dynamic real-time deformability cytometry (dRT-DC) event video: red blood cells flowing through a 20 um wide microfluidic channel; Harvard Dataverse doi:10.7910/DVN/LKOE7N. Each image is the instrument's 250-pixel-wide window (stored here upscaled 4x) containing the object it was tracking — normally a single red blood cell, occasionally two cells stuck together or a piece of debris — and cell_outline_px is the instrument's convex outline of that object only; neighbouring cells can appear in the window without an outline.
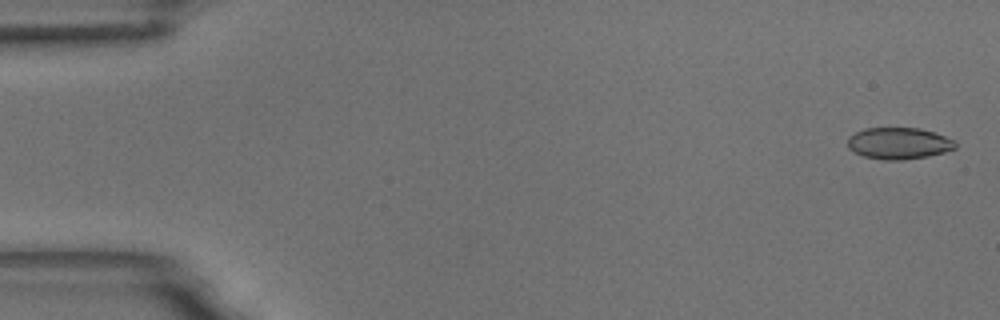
{"species": "common noctule bat (a hibernating species)", "species_latin": "Nyctalus noctula", "temperature_condition": "room temperature", "stored_images_in_passage": 52, "camera_frame_rate_fps": 3000, "um_per_image_px": 0.085, "animal": {"sex": "male", "body_mass_g": 18.8}, "frame": {"image": 1, "passage_image": 2, "time_ms": 0.333, "image_size_px": [1000, 320], "cell_outline_px": [[956, 148], [944, 152], [928, 156], [904, 160], [884, 160], [864, 156], [848, 148], [848, 136], [864, 128], [920, 128], [956, 140]], "centroid_in_image_um": [76.4, 12.18], "position_along_channel_um": 8.6, "area_um2": 19.83}}
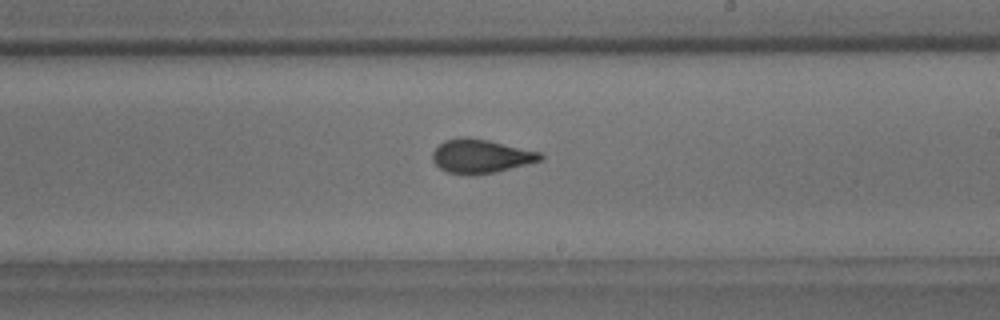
{"frame": {"image": 2, "passage_image": 33, "time_ms": 10.667, "image_size_px": [1000, 320], "cell_outline_px": [[544, 156], [540, 160], [496, 172], [472, 176], [448, 172], [440, 168], [432, 160], [432, 152], [444, 140], [456, 136], [468, 136], [488, 140], [540, 152]], "centroid_in_image_um": [40.82, 13.26], "position_along_channel_um": 248.2, "area_um2": 21.33}}
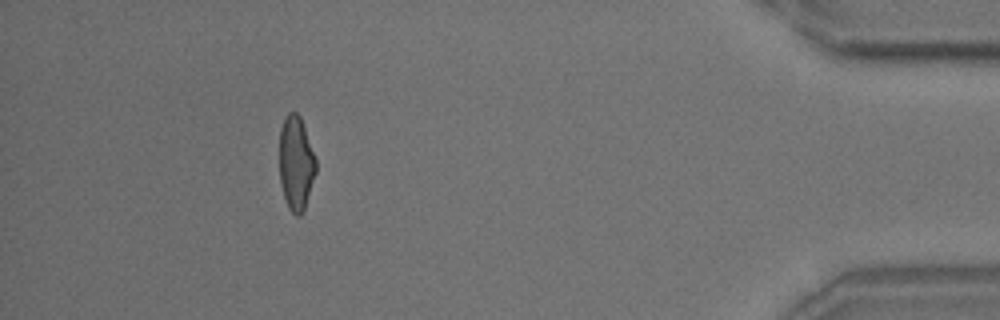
{"frame": {"image": 3, "passage_image": 51, "time_ms": 16.667, "image_size_px": [1000, 320], "cell_outline_px": [[316, 172], [304, 208], [300, 216], [296, 216], [288, 208], [280, 184], [280, 128], [284, 116], [288, 112], [296, 112], [300, 116], [316, 160]], "centroid_in_image_um": [25.14, 13.85], "position_along_channel_um": 410.1, "area_um2": 19.88}}